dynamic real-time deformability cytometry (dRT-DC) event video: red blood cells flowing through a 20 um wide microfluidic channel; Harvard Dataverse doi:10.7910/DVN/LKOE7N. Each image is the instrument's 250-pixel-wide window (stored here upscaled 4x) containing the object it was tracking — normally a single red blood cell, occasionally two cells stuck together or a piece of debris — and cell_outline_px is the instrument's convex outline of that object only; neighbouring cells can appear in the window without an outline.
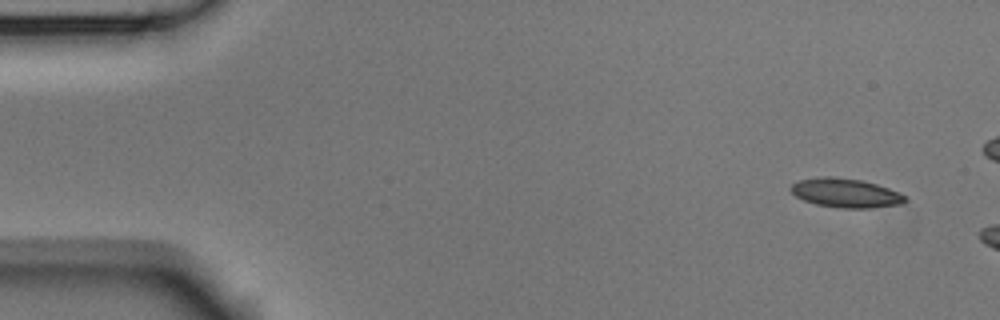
{"species": "Egyptian fruit bat (a non-hibernating species)", "species_latin": "Rousettus aegyptiacus", "temperature_condition": "room temperature", "stored_images_in_passage": 3, "camera_frame_rate_fps": 3000, "um_per_image_px": 0.085, "animal": {"sex": "male"}, "frame": {"image": 1, "passage_image": 1, "time_ms": 0.0, "image_size_px": [1000, 320], "cell_outline_px": [[908, 200], [900, 204], [868, 208], [840, 208], [816, 204], [804, 200], [796, 196], [788, 188], [792, 184], [800, 180], [824, 176], [832, 176], [860, 180], [876, 184], [888, 188], [904, 196]], "centroid_in_image_um": [71.84, 16.4], "position_along_channel_um": 13.2, "area_um2": 19.13}}